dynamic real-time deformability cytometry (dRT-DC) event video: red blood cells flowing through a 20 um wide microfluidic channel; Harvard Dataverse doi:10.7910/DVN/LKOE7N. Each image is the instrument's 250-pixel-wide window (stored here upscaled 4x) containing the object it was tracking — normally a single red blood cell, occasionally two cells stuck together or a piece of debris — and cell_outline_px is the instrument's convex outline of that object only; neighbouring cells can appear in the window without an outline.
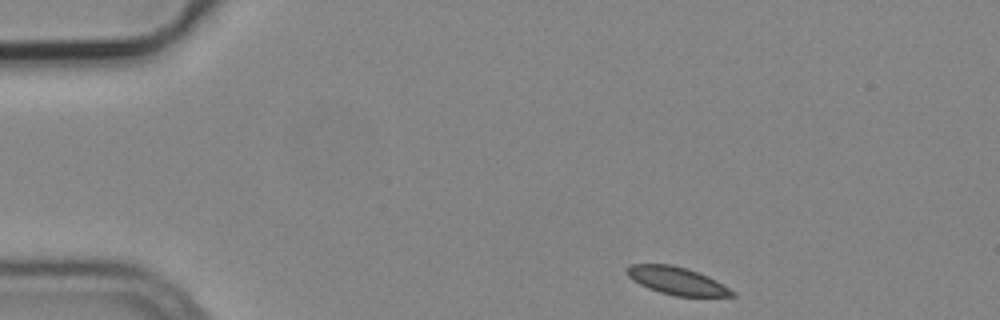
{"species": "common noctule bat (a hibernating species)", "species_latin": "Nyctalus noctula", "temperature_condition": "cold", "stored_images_in_passage": 3, "camera_frame_rate_fps": 3000, "um_per_image_px": 0.085, "animal": {"sex": "male", "body_mass_g": 19.2, "forearm_length_mm": 51.8}, "frame": {"image": 1, "passage_image": 1, "time_ms": 0.0, "image_size_px": [1000, 320], "cell_outline_px": [[736, 296], [676, 296], [660, 292], [648, 288], [632, 280], [628, 276], [624, 268], [632, 264], [672, 264], [688, 268], [708, 276], [716, 280], [736, 292]], "centroid_in_image_um": [57.53, 23.85], "position_along_channel_um": 27.5, "area_um2": 17.05}}
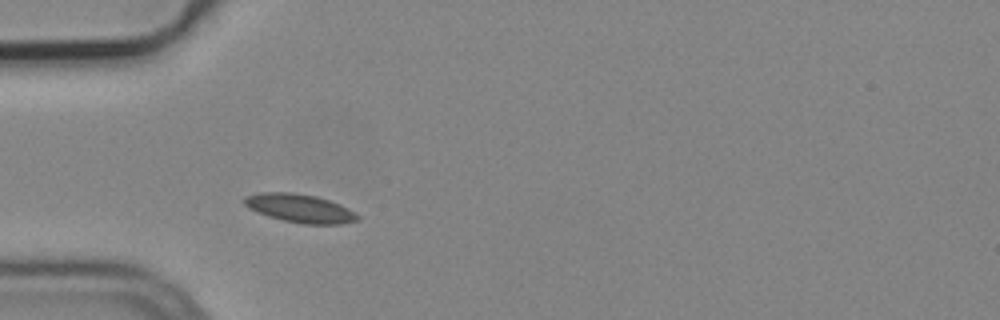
{"frame": {"image": 2, "passage_image": 3, "time_ms": 0.667, "image_size_px": [1000, 320], "cell_outline_px": [[360, 220], [340, 224], [304, 224], [284, 220], [268, 216], [248, 208], [244, 204], [244, 196], [260, 192], [292, 192], [316, 196], [340, 204], [356, 212], [360, 216]], "centroid_in_image_um": [25.51, 17.7], "position_along_channel_um": 59.5, "area_um2": 18.84}}